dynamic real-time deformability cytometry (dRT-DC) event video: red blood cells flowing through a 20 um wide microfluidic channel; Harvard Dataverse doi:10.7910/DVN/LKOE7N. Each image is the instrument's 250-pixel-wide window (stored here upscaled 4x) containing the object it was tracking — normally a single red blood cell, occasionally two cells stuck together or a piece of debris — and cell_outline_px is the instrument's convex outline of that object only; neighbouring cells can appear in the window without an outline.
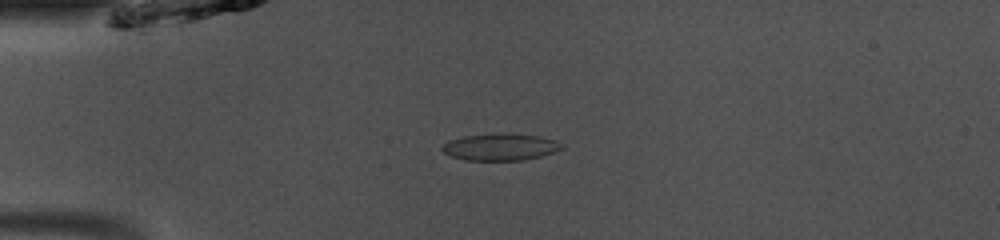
{"species": "common noctule bat (a hibernating species)", "species_latin": "Nyctalus noctula", "temperature_condition": "room temperature", "stored_images_in_passage": 47, "camera_frame_rate_fps": 3000, "um_per_image_px": 0.085, "animal": {"sex": "male", "body_mass_g": 13.0, "forearm_length_mm": 53.1}, "frame": {"image": 1, "passage_image": 11, "time_ms": 3.333, "image_size_px": [1000, 240], "cell_outline_px": [[564, 148], [540, 156], [524, 160], [464, 160], [452, 156], [444, 152], [440, 148], [448, 140], [464, 136], [540, 136], [556, 140], [564, 144]], "centroid_in_image_um": [42.53, 12.54], "position_along_channel_um": 42.5, "area_um2": 17.8}}
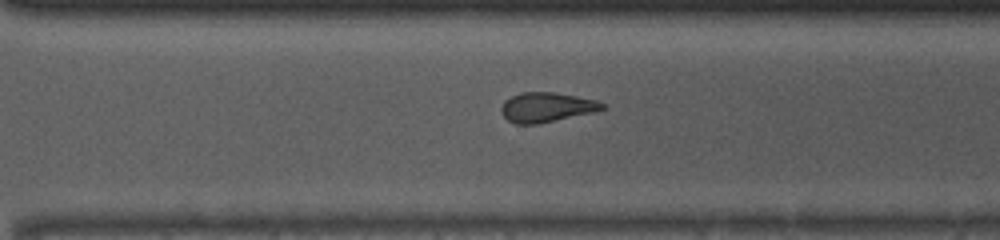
{"frame": {"image": 2, "passage_image": 33, "time_ms": 10.667, "image_size_px": [1000, 240], "cell_outline_px": [[608, 108], [592, 112], [540, 124], [516, 124], [508, 120], [500, 112], [500, 108], [504, 100], [520, 92], [552, 92], [576, 96], [596, 100], [604, 104]], "centroid_in_image_um": [46.43, 9.12], "position_along_channel_um": 324.2, "area_um2": 17.51}}
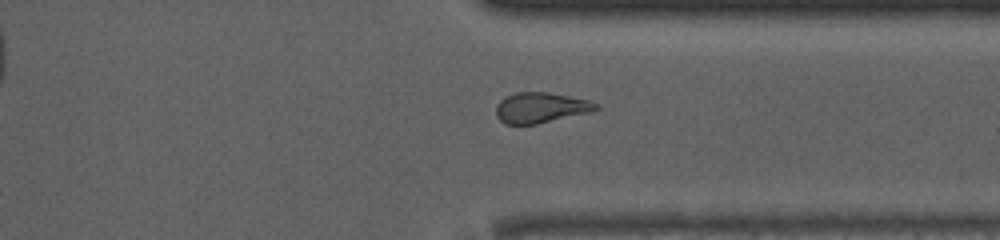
{"frame": {"image": 3, "passage_image": 36, "time_ms": 11.667, "image_size_px": [1000, 240], "cell_outline_px": [[600, 108], [588, 112], [536, 124], [504, 124], [496, 116], [496, 104], [504, 96], [516, 92], [548, 92], [588, 100], [600, 104]], "centroid_in_image_um": [45.92, 9.14], "position_along_channel_um": 365.5, "area_um2": 17.69}, "authors_computed_cell_mechanics": {"area_um2": 18.1492, "velocity_mm_per_s": 4.1127, "shape_relaxation_time_tau1_ms": 7.3008, "shape_relaxation_time_tau2_ms": 3.7238, "deformation_change_tau1": 0.1909, "deformation_change_tau2": 0.1224}}